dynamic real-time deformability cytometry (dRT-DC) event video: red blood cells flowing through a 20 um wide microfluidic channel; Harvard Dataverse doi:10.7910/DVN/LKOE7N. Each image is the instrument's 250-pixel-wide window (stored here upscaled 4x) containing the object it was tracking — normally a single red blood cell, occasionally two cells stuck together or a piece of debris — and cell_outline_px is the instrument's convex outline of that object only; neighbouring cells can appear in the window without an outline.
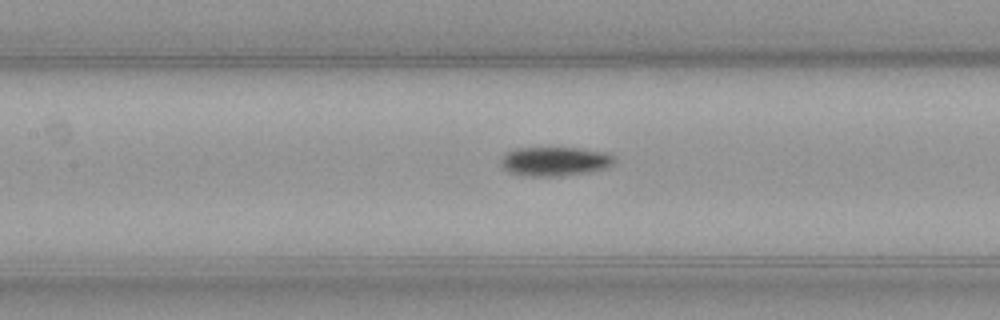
{"species": "common noctule bat (a hibernating species)", "species_latin": "Nyctalus noctula", "temperature_condition": "warm", "stored_images_in_passage": 31, "camera_frame_rate_fps": 3000, "um_per_image_px": 0.085, "animal": {"sex": "female", "body_mass_g": 21.9}, "frame": {"image": 1, "passage_image": 11, "time_ms": 3.333, "image_size_px": [1000, 320], "cell_outline_px": [[616, 160], [612, 164], [604, 168], [588, 172], [556, 176], [520, 176], [508, 172], [500, 164], [500, 160], [508, 152], [516, 148], [580, 148], [604, 152], [616, 156]], "centroid_in_image_um": [47.15, 13.72], "position_along_channel_um": 160.3, "area_um2": 19.25}}
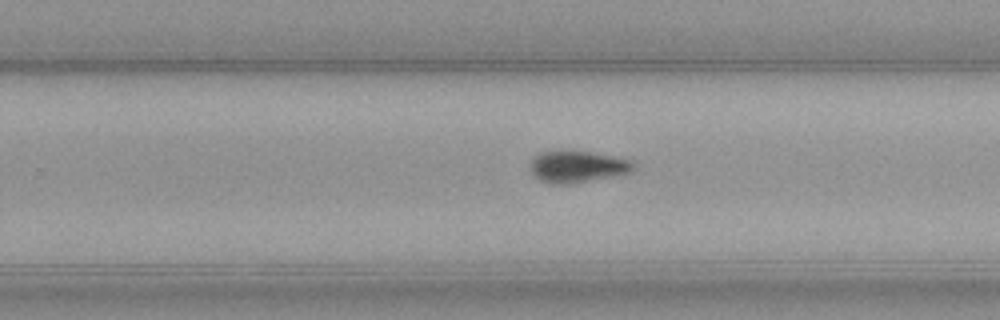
{"frame": {"image": 2, "passage_image": 20, "time_ms": 6.333, "image_size_px": [1000, 320], "cell_outline_px": [[636, 168], [632, 172], [572, 184], [548, 184], [540, 180], [528, 168], [528, 164], [540, 152], [592, 152], [632, 160], [636, 164]], "centroid_in_image_um": [49.1, 14.19], "position_along_channel_um": 280.7, "area_um2": 19.02}}
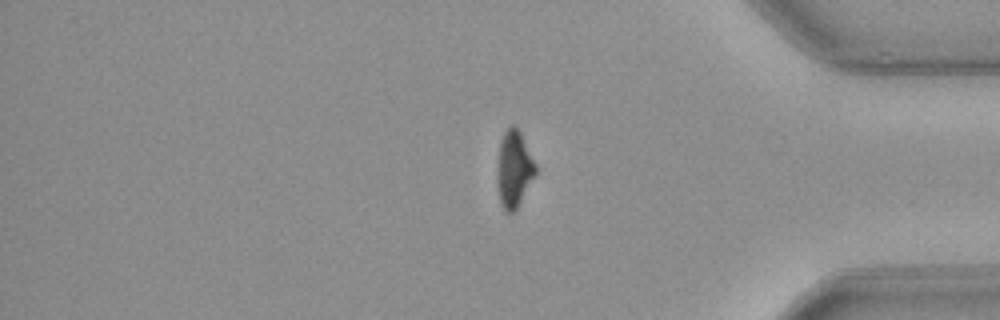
{"frame": {"image": 3, "passage_image": 30, "time_ms": 9.667, "image_size_px": [1000, 320], "cell_outline_px": [[536, 172], [516, 208], [512, 212], [504, 212], [500, 204], [496, 180], [496, 176], [500, 140], [504, 132], [512, 124], [520, 132], [536, 164]], "centroid_in_image_um": [43.65, 14.37], "position_along_channel_um": 391.5, "area_um2": 16.94}}